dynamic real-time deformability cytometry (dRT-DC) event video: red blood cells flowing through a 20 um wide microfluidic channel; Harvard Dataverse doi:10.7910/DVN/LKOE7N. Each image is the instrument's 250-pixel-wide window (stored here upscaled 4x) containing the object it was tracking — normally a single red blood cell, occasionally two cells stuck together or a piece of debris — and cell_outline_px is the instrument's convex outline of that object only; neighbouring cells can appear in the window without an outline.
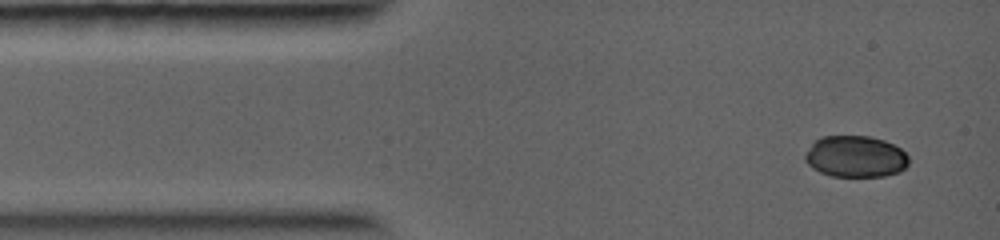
{"species": "common noctule bat (a hibernating species)", "species_latin": "Nyctalus noctula", "temperature_condition": "warm", "stored_images_in_passage": 9, "camera_frame_rate_fps": 5000, "um_per_image_px": 0.085, "animal": {"sex": "female", "body_mass_g": 19.0, "forearm_length_mm": 56.7}, "frame": {"image": 1, "passage_image": 1, "time_ms": 0.0, "image_size_px": [1000, 240], "cell_outline_px": [[908, 164], [900, 172], [884, 176], [832, 176], [820, 172], [812, 168], [804, 160], [804, 156], [812, 144], [820, 136], [868, 136], [884, 140], [900, 148], [908, 156]], "centroid_in_image_um": [72.71, 13.31], "position_along_channel_um": 12.3, "area_um2": 25.03}}
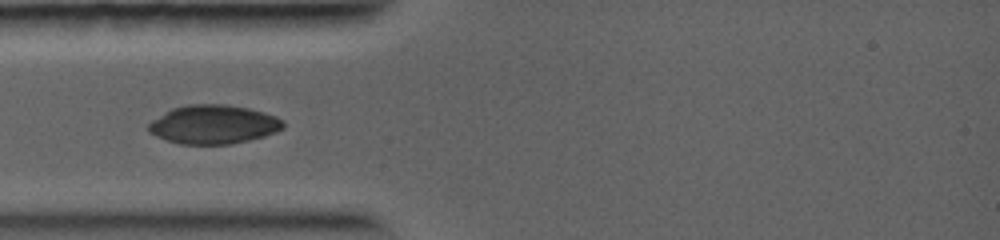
{"frame": {"image": 2, "passage_image": 4, "time_ms": 2.4, "image_size_px": [1000, 240], "cell_outline_px": [[284, 128], [276, 132], [264, 136], [248, 140], [228, 144], [180, 144], [156, 136], [148, 132], [148, 124], [152, 120], [172, 108], [188, 104], [224, 104], [248, 108], [264, 112], [276, 116], [284, 120]], "centroid_in_image_um": [18.16, 10.57], "position_along_channel_um": 66.8, "area_um2": 30.46}}